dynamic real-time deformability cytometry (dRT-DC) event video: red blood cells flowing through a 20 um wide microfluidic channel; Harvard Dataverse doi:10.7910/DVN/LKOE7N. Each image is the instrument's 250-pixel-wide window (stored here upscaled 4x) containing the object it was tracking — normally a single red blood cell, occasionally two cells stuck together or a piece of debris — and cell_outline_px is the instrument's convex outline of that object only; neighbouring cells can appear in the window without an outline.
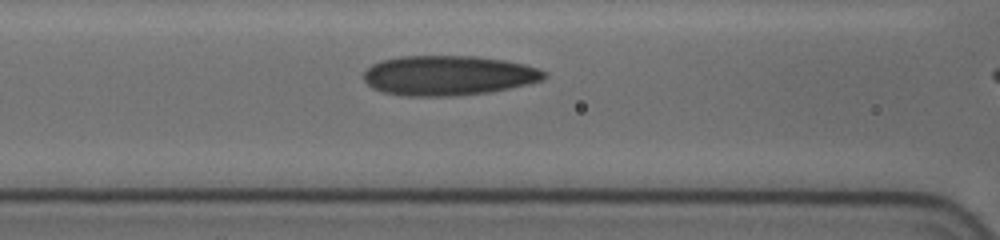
{"species": "human", "species_latin": "Homo sapiens", "temperature_condition": "cold", "stored_images_in_passage": 7, "camera_frame_rate_fps": 3000, "um_per_image_px": 0.085, "donor": {"sex": "female"}, "frame": {"image": 1, "passage_image": 6, "time_ms": 3.667, "image_size_px": [1000, 240], "cell_outline_px": [[548, 76], [544, 80], [528, 84], [488, 92], [452, 96], [404, 96], [384, 92], [372, 88], [364, 80], [364, 72], [372, 64], [380, 60], [400, 56], [476, 56], [504, 60], [524, 64], [548, 72]], "centroid_in_image_um": [38.11, 6.41], "position_along_channel_um": 128.5, "area_um2": 42.02}}